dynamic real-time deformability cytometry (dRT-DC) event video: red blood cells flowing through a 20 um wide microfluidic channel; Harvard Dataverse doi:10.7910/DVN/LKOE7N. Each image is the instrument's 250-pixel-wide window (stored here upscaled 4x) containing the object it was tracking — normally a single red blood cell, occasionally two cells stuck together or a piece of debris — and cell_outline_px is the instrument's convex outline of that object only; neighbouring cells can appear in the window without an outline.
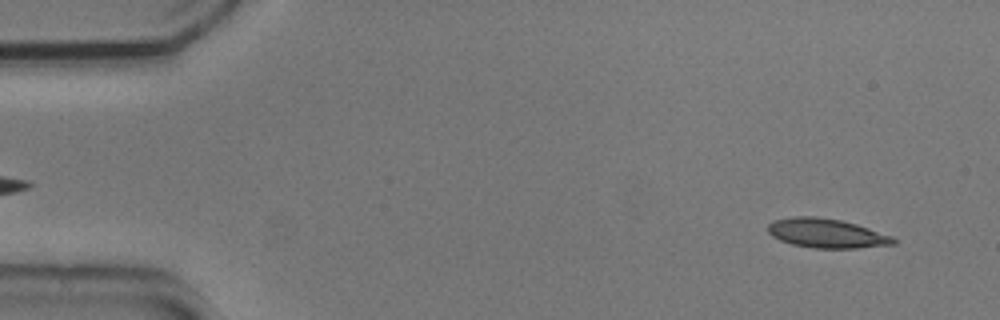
{"species": "common noctule bat (a hibernating species)", "species_latin": "Nyctalus noctula", "temperature_condition": "cold", "stored_images_in_passage": 53, "camera_frame_rate_fps": 3000, "um_per_image_px": 0.085, "animal": {"sex": "male", "body_mass_g": 20.5, "forearm_length_mm": 52.5}, "frame": {"image": 1, "passage_image": 3, "time_ms": 0.667, "image_size_px": [1000, 320], "cell_outline_px": [[900, 240], [896, 244], [856, 248], [812, 248], [792, 244], [780, 240], [772, 236], [768, 232], [768, 224], [772, 220], [792, 216], [816, 216], [840, 220], [856, 224], [892, 236]], "centroid_in_image_um": [70.26, 19.82], "position_along_channel_um": 14.7, "area_um2": 21.56}}
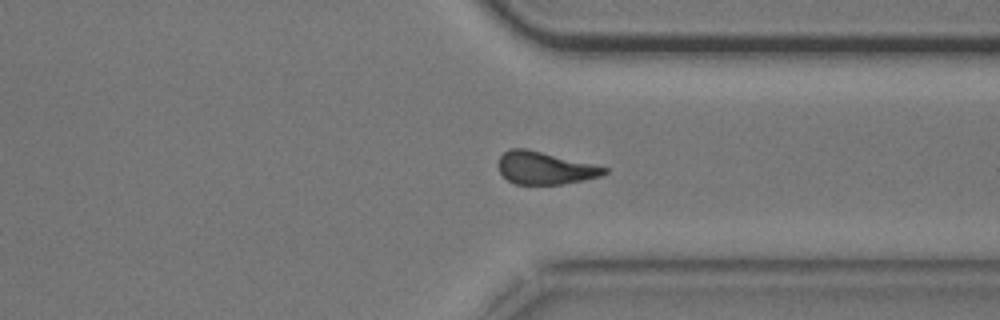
{"frame": {"image": 2, "passage_image": 40, "time_ms": 13.0, "image_size_px": [1000, 320], "cell_outline_px": [[608, 172], [600, 176], [584, 180], [564, 184], [516, 184], [508, 180], [500, 172], [500, 156], [504, 152], [512, 148], [528, 148], [608, 168]], "centroid_in_image_um": [46.33, 14.28], "position_along_channel_um": 365.1, "area_um2": 19.88}}
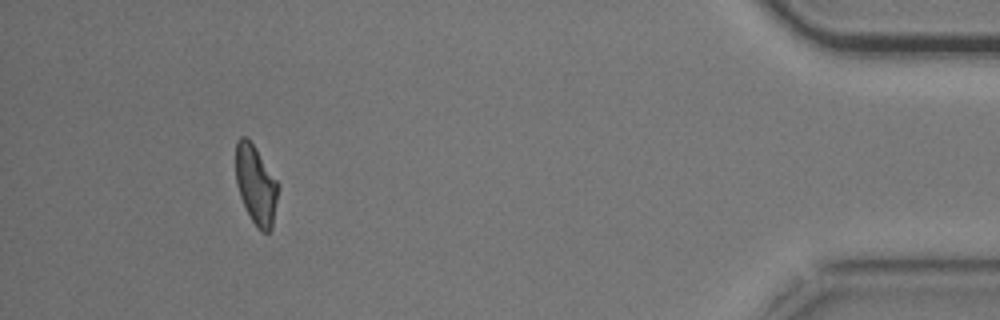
{"frame": {"image": 3, "passage_image": 49, "time_ms": 16.0, "image_size_px": [1000, 320], "cell_outline_px": [[280, 184], [272, 228], [268, 232], [260, 232], [256, 228], [240, 196], [236, 184], [236, 140], [240, 136], [244, 136], [256, 148]], "centroid_in_image_um": [21.77, 15.72], "position_along_channel_um": 413.4, "area_um2": 19.59}, "authors_computed_cell_mechanics": {"area_um2": 21.386, "velocity_mm_per_s": 3.7068, "shape_relaxation_time_tau1_ms": 3.822, "shape_relaxation_time_tau2_ms": 6.4751, "deformation_change_tau1": 0.1357, "deformation_change_tau2": 0.1677}}